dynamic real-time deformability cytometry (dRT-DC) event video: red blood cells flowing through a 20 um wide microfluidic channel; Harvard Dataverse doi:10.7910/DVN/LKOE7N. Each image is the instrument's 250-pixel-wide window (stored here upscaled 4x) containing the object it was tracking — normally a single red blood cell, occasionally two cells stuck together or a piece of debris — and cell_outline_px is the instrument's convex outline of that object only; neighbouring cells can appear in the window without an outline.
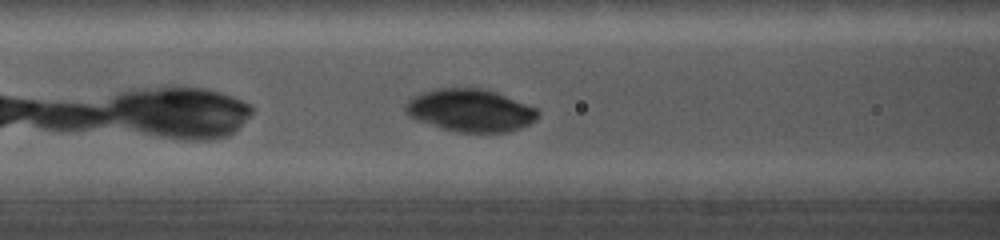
{"species": "common noctule bat (a hibernating species)", "species_latin": "Nyctalus noctula", "temperature_condition": "cold", "stored_images_in_passage": 26, "camera_frame_rate_fps": 5000, "um_per_image_px": 0.085, "animal": {"sex": "female", "body_mass_g": 19.0, "forearm_length_mm": 56.7}, "frame": {"image": 1, "passage_image": 5, "time_ms": 1.8, "image_size_px": [1000, 240], "cell_outline_px": [[540, 116], [536, 120], [520, 128], [508, 132], [460, 132], [440, 128], [416, 120], [408, 116], [404, 112], [404, 104], [412, 96], [420, 92], [432, 88], [484, 88], [496, 92], [536, 108], [540, 112]], "centroid_in_image_um": [39.93, 9.37], "position_along_channel_um": 126.7, "area_um2": 33.23}}
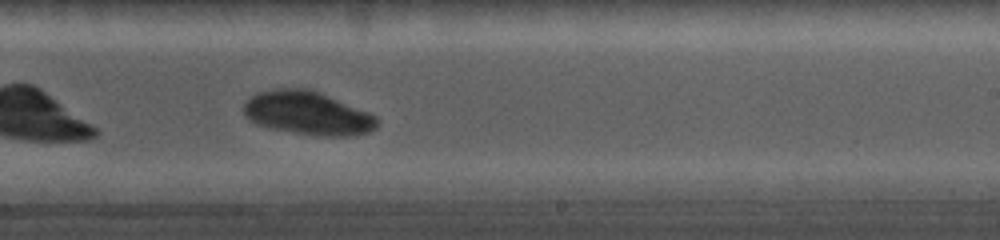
{"frame": {"image": 2, "passage_image": 15, "time_ms": 5.4, "image_size_px": [1000, 240], "cell_outline_px": [[380, 124], [376, 128], [368, 132], [348, 136], [320, 136], [272, 128], [256, 124], [248, 120], [244, 116], [244, 104], [252, 96], [260, 92], [276, 88], [300, 88], [316, 92], [368, 112], [376, 116], [380, 120]], "centroid_in_image_um": [26.15, 9.64], "position_along_channel_um": 262.8, "area_um2": 33.23}}
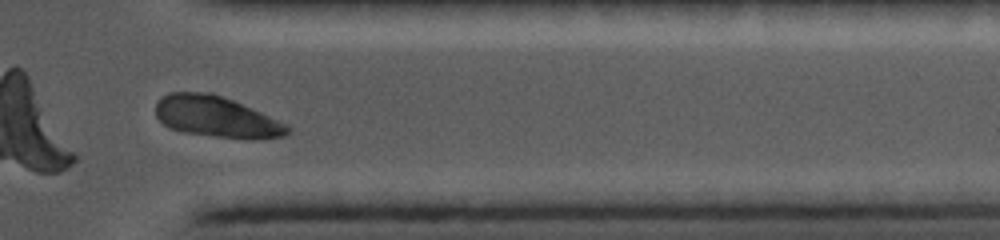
{"frame": {"image": 3, "passage_image": 23, "time_ms": 8.8, "image_size_px": [1000, 240], "cell_outline_px": [[292, 128], [284, 136], [260, 140], [244, 140], [180, 132], [168, 128], [156, 116], [156, 104], [168, 92], [212, 92], [232, 100], [288, 124]], "centroid_in_image_um": [18.42, 9.96], "position_along_channel_um": 393.0, "area_um2": 31.91}}